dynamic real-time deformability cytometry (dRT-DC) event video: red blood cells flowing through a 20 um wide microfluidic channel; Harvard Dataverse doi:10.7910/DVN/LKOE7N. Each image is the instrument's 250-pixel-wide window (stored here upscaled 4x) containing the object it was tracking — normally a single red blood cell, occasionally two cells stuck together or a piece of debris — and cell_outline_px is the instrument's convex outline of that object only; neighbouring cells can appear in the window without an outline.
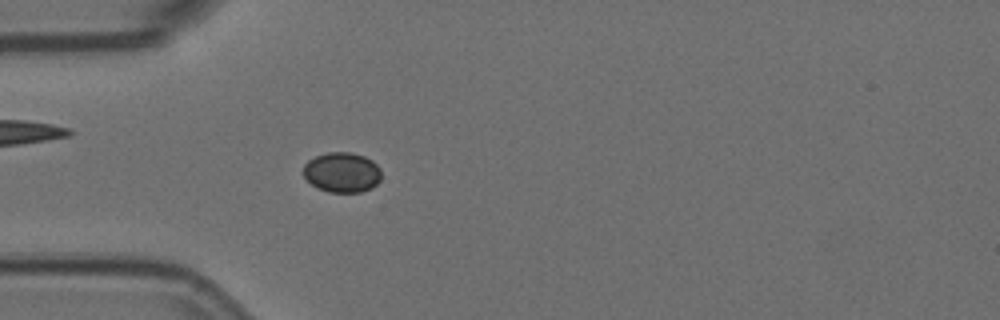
{"species": "Egyptian fruit bat (a non-hibernating species)", "species_latin": "Rousettus aegyptiacus", "temperature_condition": "room temperature", "stored_images_in_passage": 4, "camera_frame_rate_fps": 3000, "um_per_image_px": 0.085, "animal": {"sex": "female"}, "frame": {"image": 1, "passage_image": 4, "time_ms": 1.0, "image_size_px": [1000, 320], "cell_outline_px": [[380, 180], [372, 188], [360, 192], [328, 192], [316, 188], [300, 172], [304, 164], [308, 160], [316, 156], [328, 152], [352, 152], [364, 156], [372, 160], [380, 168]], "centroid_in_image_um": [29.04, 14.65], "position_along_channel_um": 56.0, "area_um2": 18.44}}